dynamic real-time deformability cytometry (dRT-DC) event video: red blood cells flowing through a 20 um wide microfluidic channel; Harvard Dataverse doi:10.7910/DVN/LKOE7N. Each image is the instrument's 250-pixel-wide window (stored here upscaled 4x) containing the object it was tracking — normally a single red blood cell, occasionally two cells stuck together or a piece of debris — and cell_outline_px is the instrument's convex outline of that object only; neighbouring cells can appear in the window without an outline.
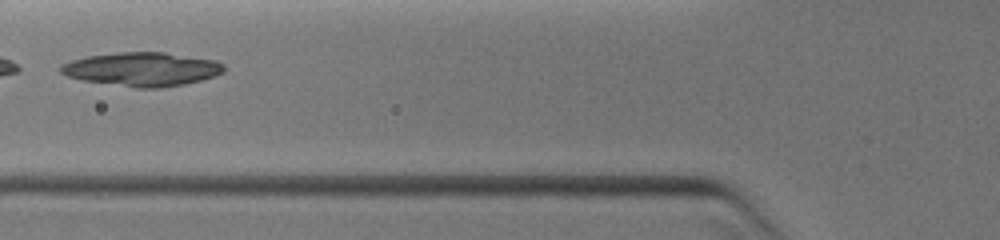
{"species": "common noctule bat (a hibernating species)", "species_latin": "Nyctalus noctula", "temperature_condition": "warm", "stored_images_in_passage": 29, "camera_frame_rate_fps": 3000, "um_per_image_px": 0.085, "animal": {"sex": "female", "body_mass_g": 19.0, "forearm_length_mm": 51.5}, "frame": {"image": 1, "passage_image": 11, "time_ms": 3.0, "image_size_px": [1000, 240], "cell_outline_px": [[224, 72], [216, 76], [184, 84], [160, 88], [136, 88], [84, 80], [68, 76], [60, 72], [60, 64], [72, 60], [88, 56], [116, 52], [164, 52], [216, 60], [224, 64]], "centroid_in_image_um": [12.1, 5.88], "position_along_channel_um": 113.7, "area_um2": 32.14}}